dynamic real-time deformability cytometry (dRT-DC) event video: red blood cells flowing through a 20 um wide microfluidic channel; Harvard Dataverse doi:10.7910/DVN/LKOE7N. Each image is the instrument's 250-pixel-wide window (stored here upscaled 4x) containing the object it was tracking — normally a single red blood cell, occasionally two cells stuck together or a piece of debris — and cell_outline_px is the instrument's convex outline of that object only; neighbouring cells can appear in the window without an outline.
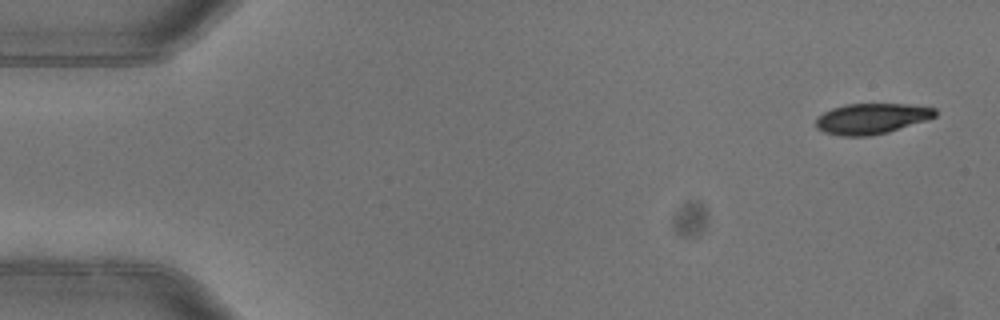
{"species": "common noctule bat (a hibernating species)", "species_latin": "Nyctalus noctula", "temperature_condition": "warm", "stored_images_in_passage": 7, "camera_frame_rate_fps": 3000, "um_per_image_px": 0.085, "animal": {"sex": "female"}, "frame": {"image": 1, "passage_image": 1, "time_ms": 0.0, "image_size_px": [1000, 320], "cell_outline_px": [[936, 116], [888, 132], [868, 136], [840, 136], [824, 132], [816, 128], [816, 116], [832, 108], [848, 104], [908, 104], [936, 108]], "centroid_in_image_um": [74.04, 10.08], "position_along_channel_um": 11.0, "area_um2": 21.15}}
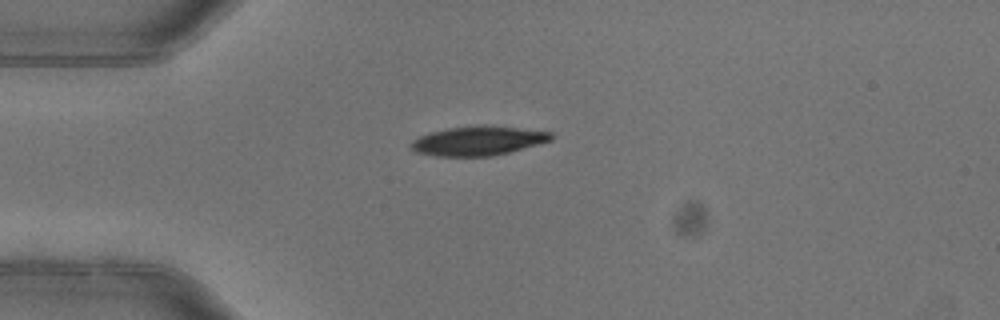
{"frame": {"image": 2, "passage_image": 4, "time_ms": 1.0, "image_size_px": [1000, 320], "cell_outline_px": [[556, 136], [552, 140], [508, 152], [492, 156], [436, 156], [416, 152], [408, 148], [408, 144], [412, 140], [428, 132], [448, 128], [484, 124], [552, 132]], "centroid_in_image_um": [40.6, 11.96], "position_along_channel_um": 44.4, "area_um2": 24.1}}
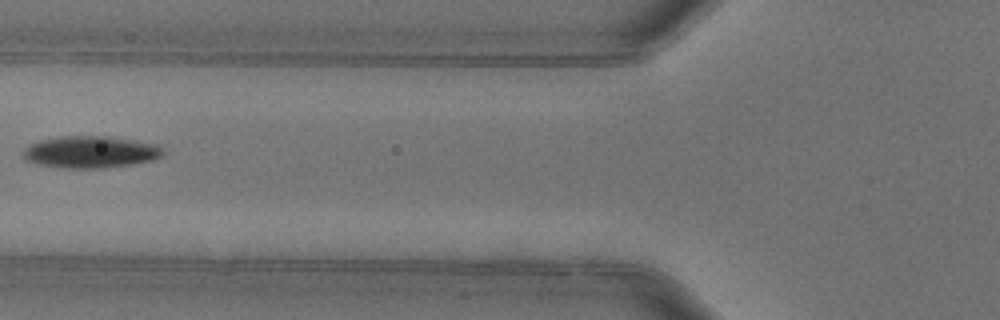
{"frame": {"image": 3, "passage_image": 6, "time_ms": 1.667, "image_size_px": [1000, 320], "cell_outline_px": [[164, 152], [160, 156], [152, 160], [132, 164], [100, 168], [68, 168], [36, 164], [24, 160], [20, 152], [28, 144], [40, 140], [60, 136], [108, 136], [136, 140], [160, 144]], "centroid_in_image_um": [7.65, 12.91], "position_along_channel_um": 118.1, "area_um2": 26.36}}